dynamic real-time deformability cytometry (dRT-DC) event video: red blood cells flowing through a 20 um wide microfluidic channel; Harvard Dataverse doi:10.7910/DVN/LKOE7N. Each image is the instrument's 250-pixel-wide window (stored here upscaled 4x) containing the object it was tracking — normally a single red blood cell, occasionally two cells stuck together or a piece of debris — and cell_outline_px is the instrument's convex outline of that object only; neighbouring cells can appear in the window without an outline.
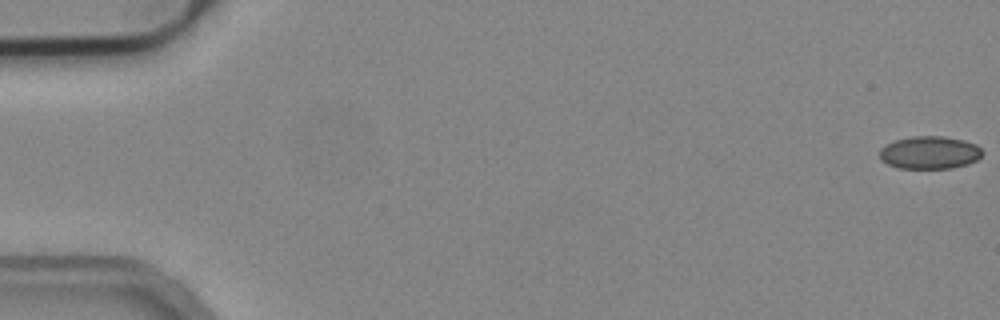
{"species": "common noctule bat (a hibernating species)", "species_latin": "Nyctalus noctula", "temperature_condition": "cold", "stored_images_in_passage": 55, "camera_frame_rate_fps": 3000, "um_per_image_px": 0.085, "animal": {"sex": "male", "body_mass_g": 19.2, "forearm_length_mm": 51.8}, "frame": {"image": 1, "passage_image": 1, "time_ms": 0.0, "image_size_px": [1000, 320], "cell_outline_px": [[984, 152], [976, 160], [968, 164], [952, 168], [900, 168], [888, 164], [880, 160], [880, 148], [884, 144], [896, 140], [912, 136], [944, 136], [964, 140], [976, 144]], "centroid_in_image_um": [79.01, 12.96], "position_along_channel_um": 6.0, "area_um2": 19.71}}
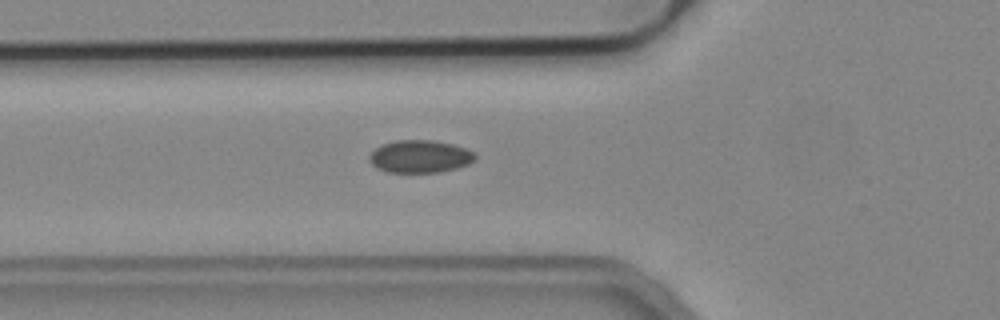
{"frame": {"image": 2, "passage_image": 20, "time_ms": 6.333, "image_size_px": [1000, 320], "cell_outline_px": [[476, 160], [468, 164], [456, 168], [440, 172], [388, 172], [376, 168], [368, 160], [368, 156], [376, 148], [384, 144], [396, 140], [432, 140], [452, 144], [464, 148], [472, 152], [476, 156]], "centroid_in_image_um": [35.68, 13.3], "position_along_channel_um": 90.1, "area_um2": 20.0}}
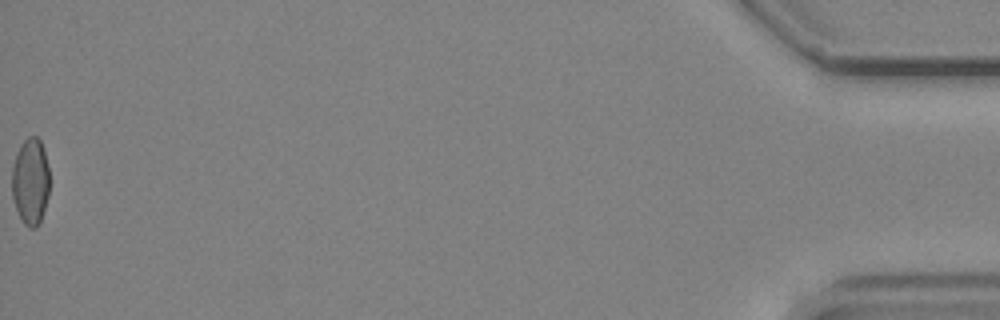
{"frame": {"image": 3, "passage_image": 55, "time_ms": 18.0, "image_size_px": [1000, 320], "cell_outline_px": [[48, 196], [40, 224], [36, 228], [28, 228], [24, 224], [16, 208], [12, 196], [12, 168], [20, 144], [28, 136], [36, 136], [40, 140], [44, 152], [48, 168]], "centroid_in_image_um": [2.58, 15.44], "position_along_channel_um": 432.6, "area_um2": 18.9}, "authors_computed_cell_mechanics": {"area_um2": 19.7098, "velocity_mm_per_s": 3.8086, "shape_relaxation_time_tau1_ms": null, "shape_relaxation_time_tau2_ms": 2.942, "deformation_change_tau1": null, "deformation_change_tau2": 0.0585}}